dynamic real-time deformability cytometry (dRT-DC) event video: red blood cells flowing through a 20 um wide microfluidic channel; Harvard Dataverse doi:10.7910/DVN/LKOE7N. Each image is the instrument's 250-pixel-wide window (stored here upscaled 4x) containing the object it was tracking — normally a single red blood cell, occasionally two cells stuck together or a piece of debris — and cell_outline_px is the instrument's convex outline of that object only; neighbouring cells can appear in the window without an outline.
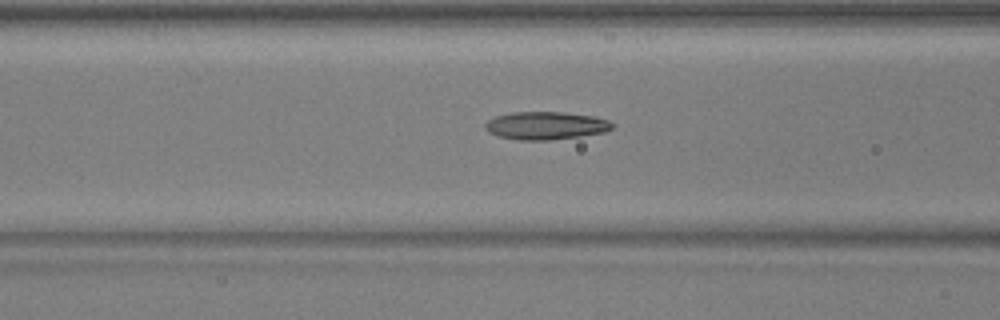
{"species": "common noctule bat (a hibernating species)", "species_latin": "Nyctalus noctula", "temperature_condition": "warm", "stored_images_in_passage": 52, "camera_frame_rate_fps": 3000, "um_per_image_px": 0.085, "animal": {"sex": "male", "body_mass_g": 17.9, "forearm_length_mm": 54.2}, "frame": {"image": 1, "passage_image": 22, "time_ms": 7.0, "image_size_px": [1000, 320], "cell_outline_px": [[616, 124], [612, 128], [604, 132], [580, 136], [548, 140], [520, 140], [500, 136], [488, 132], [484, 128], [484, 124], [488, 120], [496, 116], [512, 112], [564, 112], [592, 116], [608, 120]], "centroid_in_image_um": [46.39, 10.67], "position_along_channel_um": 120.2, "area_um2": 20.58}}
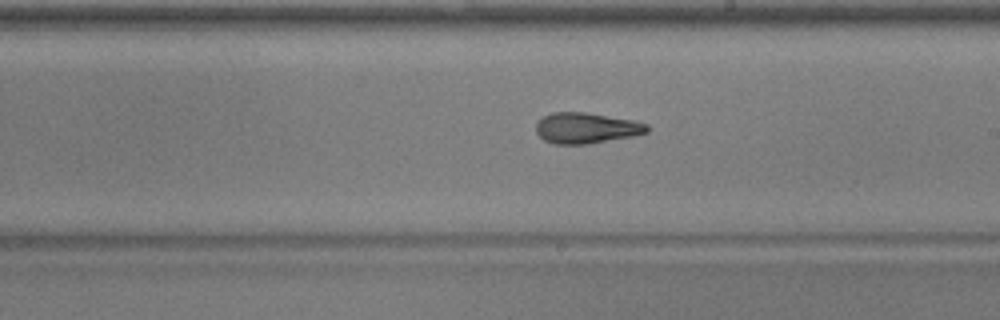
{"frame": {"image": 2, "passage_image": 31, "time_ms": 10.0, "image_size_px": [1000, 320], "cell_outline_px": [[648, 132], [636, 136], [588, 144], [552, 144], [544, 140], [536, 132], [536, 124], [544, 116], [552, 112], [588, 112], [636, 120], [648, 124]], "centroid_in_image_um": [49.88, 10.88], "position_along_channel_um": 239.1, "area_um2": 20.23}}
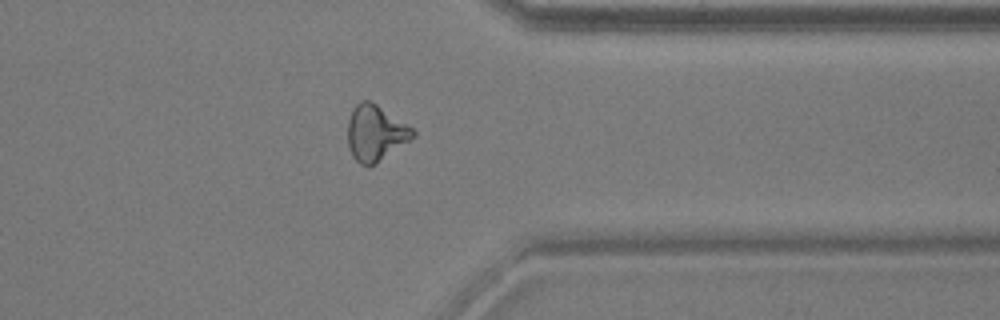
{"frame": {"image": 3, "passage_image": 42, "time_ms": 13.667, "image_size_px": [1000, 320], "cell_outline_px": [[416, 136], [376, 164], [368, 168], [360, 164], [352, 156], [348, 144], [348, 120], [356, 104], [360, 100], [368, 100], [376, 104], [412, 128], [416, 132]], "centroid_in_image_um": [31.91, 11.34], "position_along_channel_um": 379.5, "area_um2": 21.1}, "authors_computed_cell_mechanics": {"area_um2": 20.6924, "velocity_mm_per_s": 3.9617, "shape_relaxation_time_tau1_ms": 5.3388, "shape_relaxation_time_tau2_ms": 1.8716, "deformation_change_tau1": 0.1927, "deformation_change_tau2": 0.1092}}